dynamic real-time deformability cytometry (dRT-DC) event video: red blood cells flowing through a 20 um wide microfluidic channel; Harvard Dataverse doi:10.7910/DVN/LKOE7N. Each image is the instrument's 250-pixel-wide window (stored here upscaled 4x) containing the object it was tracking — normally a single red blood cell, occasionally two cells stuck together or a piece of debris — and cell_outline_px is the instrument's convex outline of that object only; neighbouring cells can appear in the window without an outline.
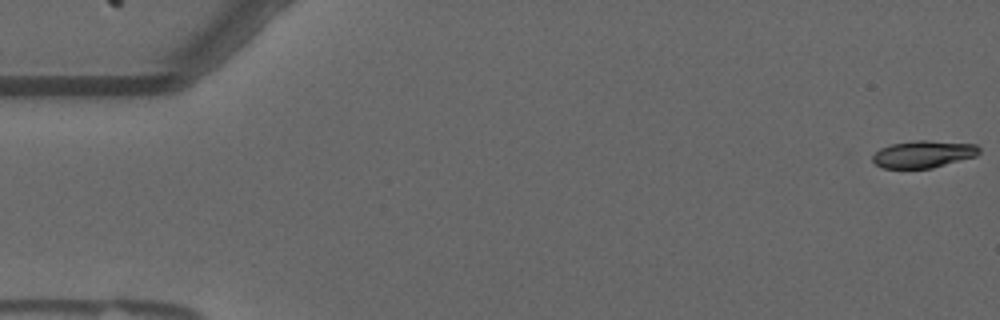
{"species": "common noctule bat (a hibernating species)", "species_latin": "Nyctalus noctula", "temperature_condition": "warm", "stored_images_in_passage": 56, "camera_frame_rate_fps": 3000, "um_per_image_px": 0.085, "animal": {"sex": "male", "forearm_length_mm": 52.5}, "frame": {"image": 1, "passage_image": 1, "time_ms": 0.0, "image_size_px": [1000, 320], "cell_outline_px": [[980, 152], [976, 156], [932, 168], [880, 168], [872, 160], [872, 156], [880, 148], [892, 144], [916, 140], [928, 140], [976, 144], [980, 148]], "centroid_in_image_um": [78.49, 13.1], "position_along_channel_um": 6.5, "area_um2": 16.88}}
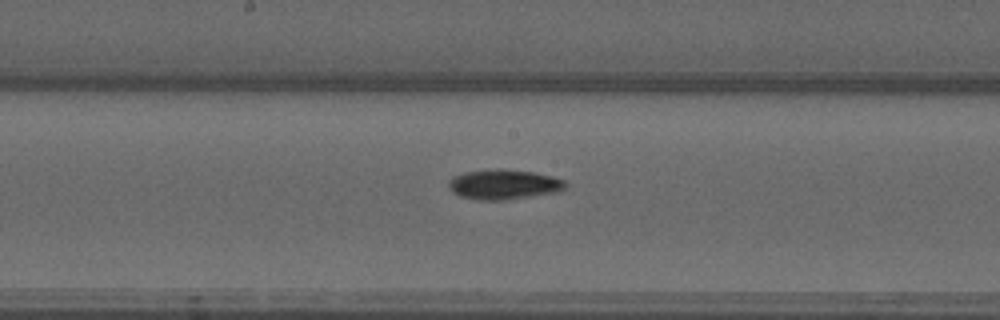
{"frame": {"image": 2, "passage_image": 29, "time_ms": 9.333, "image_size_px": [1000, 320], "cell_outline_px": [[568, 184], [560, 192], [504, 200], [480, 200], [460, 196], [452, 192], [448, 188], [448, 180], [452, 176], [464, 172], [536, 172], [552, 176], [564, 180]], "centroid_in_image_um": [42.84, 15.73], "position_along_channel_um": 205.4, "area_um2": 19.65}}
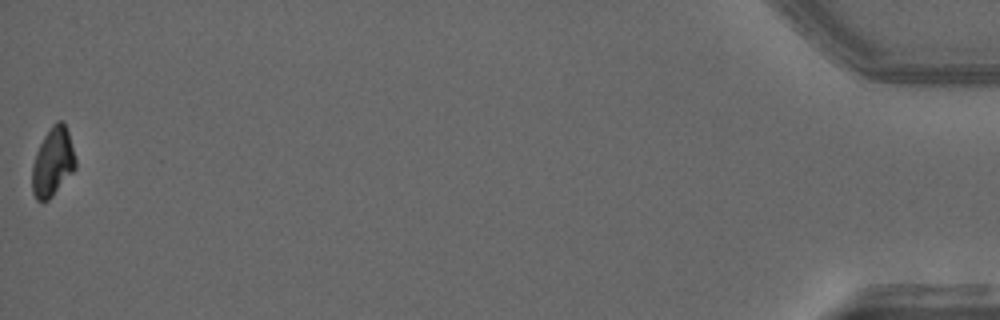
{"frame": {"image": 3, "passage_image": 56, "time_ms": 18.333, "image_size_px": [1000, 320], "cell_outline_px": [[76, 168], [52, 196], [48, 200], [36, 200], [32, 192], [32, 164], [36, 152], [44, 136], [52, 124], [56, 120], [60, 120], [64, 124], [68, 132], [76, 160]], "centroid_in_image_um": [4.47, 13.77], "position_along_channel_um": 430.7, "area_um2": 17.22}, "authors_computed_cell_mechanics": {"area_um2": 18.4382, "velocity_mm_per_s": 3.6651, "shape_relaxation_time_tau1_ms": 8.3886, "shape_relaxation_time_tau2_ms": null, "deformation_change_tau1": 0.2153, "deformation_change_tau2": null}}